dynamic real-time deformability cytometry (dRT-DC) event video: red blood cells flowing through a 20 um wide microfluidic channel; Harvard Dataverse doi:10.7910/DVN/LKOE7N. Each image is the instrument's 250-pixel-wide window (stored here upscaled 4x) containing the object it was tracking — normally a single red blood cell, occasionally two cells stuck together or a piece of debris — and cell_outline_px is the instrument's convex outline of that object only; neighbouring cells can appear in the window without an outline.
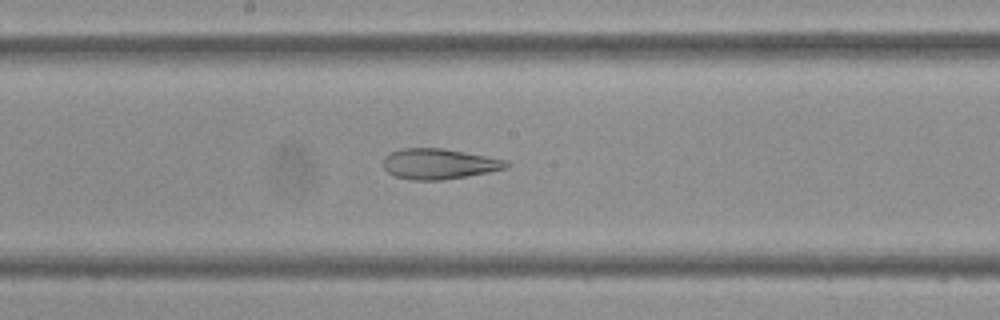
{"species": "Egyptian fruit bat (a non-hibernating species)", "species_latin": "Rousettus aegyptiacus", "temperature_condition": "cold", "stored_images_in_passage": 41, "camera_frame_rate_fps": 3000, "um_per_image_px": 0.085, "frame": {"image": 1, "passage_image": 20, "time_ms": 6.333, "image_size_px": [1000, 320], "cell_outline_px": [[512, 164], [508, 168], [488, 172], [444, 180], [412, 180], [396, 176], [388, 172], [384, 168], [384, 156], [392, 152], [404, 148], [444, 148], [508, 160]], "centroid_in_image_um": [37.36, 13.93], "position_along_channel_um": 210.8, "area_um2": 21.91}}
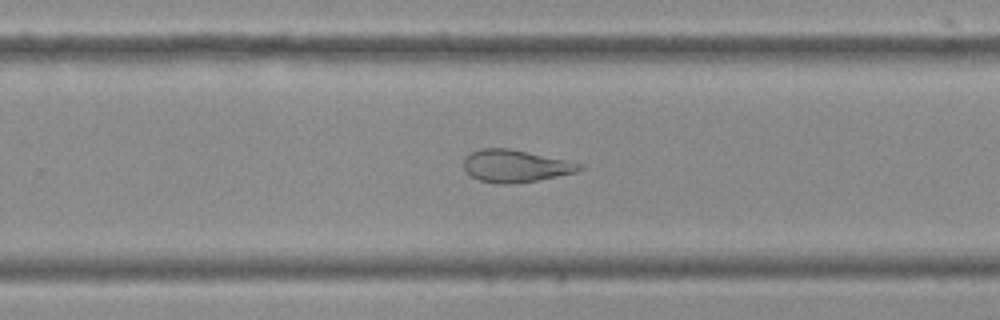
{"frame": {"image": 2, "passage_image": 25, "time_ms": 8.0, "image_size_px": [1000, 320], "cell_outline_px": [[584, 168], [576, 172], [536, 180], [512, 184], [500, 184], [480, 180], [472, 176], [464, 168], [464, 160], [472, 152], [480, 148], [508, 148], [584, 164]], "centroid_in_image_um": [43.82, 14.11], "position_along_channel_um": 286.0, "area_um2": 21.44}}
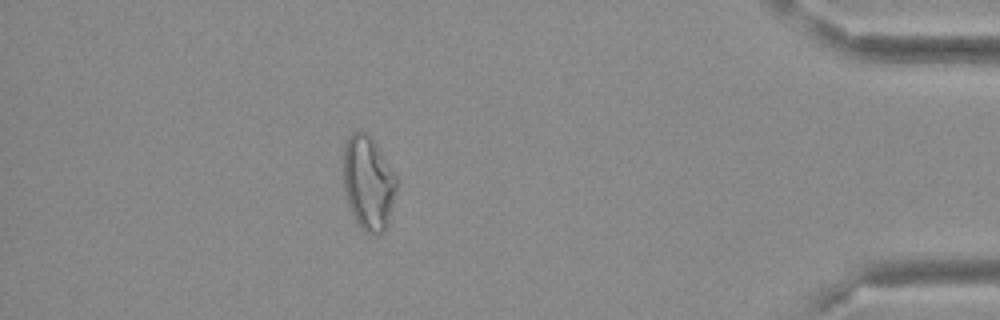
{"frame": {"image": 3, "passage_image": 36, "time_ms": 11.667, "image_size_px": [1000, 320], "cell_outline_px": [[396, 188], [388, 220], [384, 232], [364, 232], [360, 228], [348, 204], [344, 192], [344, 148], [348, 136], [352, 132], [360, 128], [368, 136], [396, 172]], "centroid_in_image_um": [31.29, 15.52], "position_along_channel_um": 403.9, "area_um2": 28.67}}